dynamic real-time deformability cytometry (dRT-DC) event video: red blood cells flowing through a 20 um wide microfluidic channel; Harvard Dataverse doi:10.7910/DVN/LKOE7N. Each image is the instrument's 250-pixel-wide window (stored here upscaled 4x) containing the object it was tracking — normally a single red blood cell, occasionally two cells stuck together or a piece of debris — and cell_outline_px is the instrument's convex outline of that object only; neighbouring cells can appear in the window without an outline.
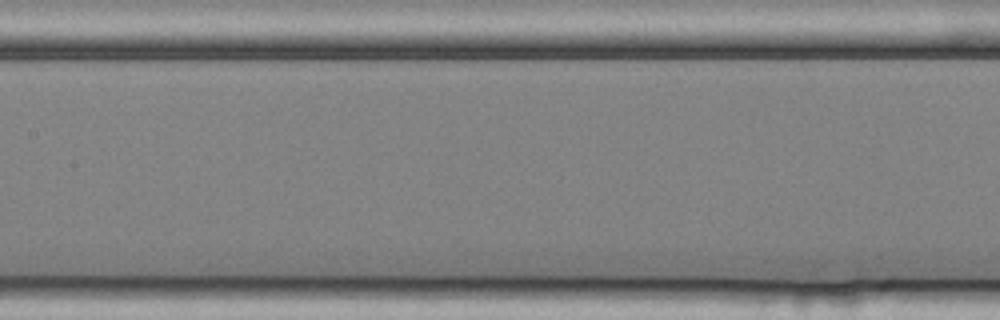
{"species": "common noctule bat (a hibernating species)", "species_latin": "Nyctalus noctula", "temperature_condition": "cold", "stored_images_in_passage": 10, "segment_of_instrument_passage": [2, 2], "camera_frame_rate_fps": 3000, "um_per_image_px": 0.085, "animal": {"sex": "female", "body_mass_g": 25.1}, "frame": {"image": 1, "passage_image": 10, "time_ms": 3.0, "image_size_px": [1000, 320], "cell_outline_px": [[224, 288], [216, 296], [184, 300], [36, 296], [44, 288], [64, 284]], "centroid_in_image_um": [10.99, 24.82], "position_along_channel_um": 196.4, "area_um2": 15.61}}